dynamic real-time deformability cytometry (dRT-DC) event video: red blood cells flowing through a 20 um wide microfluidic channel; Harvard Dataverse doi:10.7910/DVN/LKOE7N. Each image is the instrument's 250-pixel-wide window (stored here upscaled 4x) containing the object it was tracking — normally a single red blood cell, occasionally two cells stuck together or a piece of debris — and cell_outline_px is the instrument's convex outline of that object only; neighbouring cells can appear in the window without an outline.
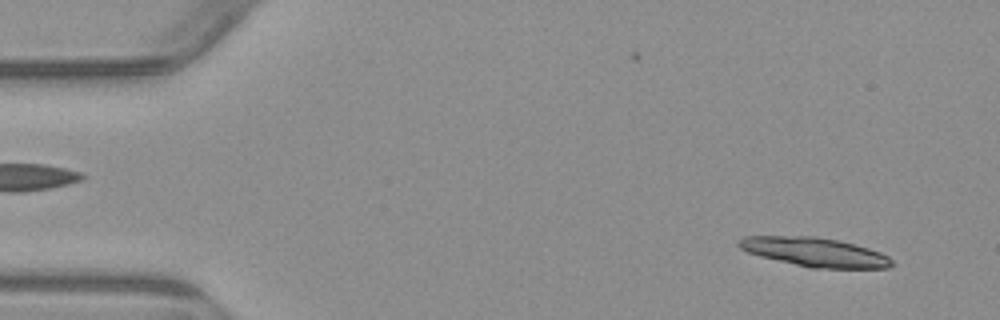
{"species": "common noctule bat (a hibernating species)", "species_latin": "Nyctalus noctula", "temperature_condition": "warm", "stored_images_in_passage": 4, "camera_frame_rate_fps": 3000, "um_per_image_px": 0.085, "animal": {"sex": "male", "body_mass_g": 23.1, "forearm_length_mm": 52.7}, "frame": {"image": 1, "passage_image": 1, "time_ms": 0.0, "image_size_px": [1000, 320], "cell_outline_px": [[896, 264], [888, 268], [812, 268], [760, 256], [748, 252], [740, 248], [736, 244], [736, 240], [744, 236], [816, 236], [836, 240], [868, 248], [880, 252], [888, 256]], "centroid_in_image_um": [69.24, 21.42], "position_along_channel_um": 15.8, "area_um2": 25.84}}